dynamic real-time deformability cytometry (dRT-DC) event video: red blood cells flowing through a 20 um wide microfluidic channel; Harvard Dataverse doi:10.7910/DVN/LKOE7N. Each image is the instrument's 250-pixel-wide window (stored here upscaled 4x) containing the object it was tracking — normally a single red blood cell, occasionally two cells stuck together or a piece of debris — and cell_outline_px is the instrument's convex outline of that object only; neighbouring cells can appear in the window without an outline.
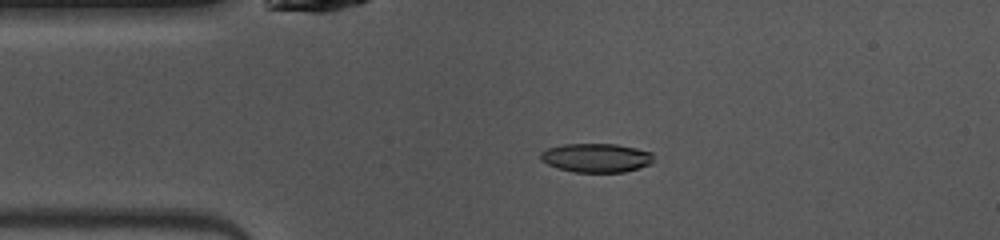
{"species": "common noctule bat (a hibernating species)", "species_latin": "Nyctalus noctula", "temperature_condition": "warm", "stored_images_in_passage": 41, "camera_frame_rate_fps": 3000, "um_per_image_px": 0.085, "animal": {"sex": "female", "body_mass_g": 10.0, "forearm_length_mm": 53.1}, "frame": {"image": 1, "passage_image": 2, "time_ms": 0.333, "image_size_px": [1000, 240], "cell_outline_px": [[652, 164], [640, 168], [624, 172], [572, 172], [548, 164], [540, 160], [540, 152], [548, 148], [564, 144], [616, 144], [636, 148], [652, 152]], "centroid_in_image_um": [50.69, 13.41], "position_along_channel_um": 34.3, "area_um2": 19.07}}
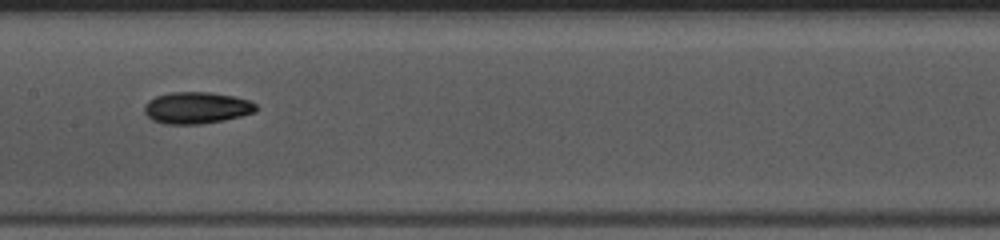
{"frame": {"image": 2, "passage_image": 15, "time_ms": 4.667, "image_size_px": [1000, 240], "cell_outline_px": [[256, 112], [224, 120], [204, 124], [164, 124], [152, 120], [144, 112], [144, 104], [148, 100], [156, 96], [172, 92], [208, 92], [232, 96], [248, 100], [256, 104]], "centroid_in_image_um": [16.68, 9.17], "position_along_channel_um": 190.7, "area_um2": 20.63}}
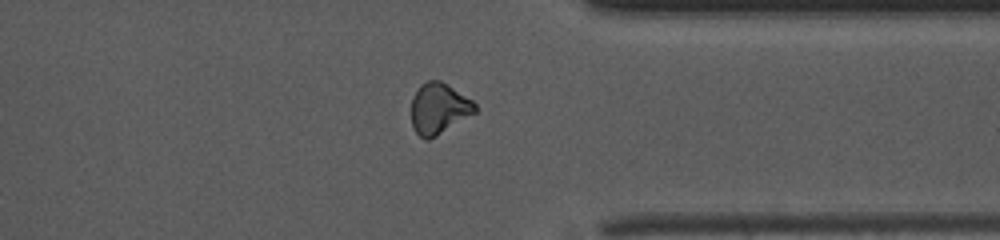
{"frame": {"image": 3, "passage_image": 29, "time_ms": 9.333, "image_size_px": [1000, 240], "cell_outline_px": [[476, 112], [436, 136], [428, 140], [420, 136], [412, 128], [412, 96], [420, 84], [428, 80], [440, 80], [472, 100], [476, 104]], "centroid_in_image_um": [37.28, 9.21], "position_along_channel_um": 374.1, "area_um2": 18.79}, "authors_computed_cell_mechanics": {"area_um2": 19.5364, "velocity_mm_per_s": 4.0721, "shape_relaxation_time_tau1_ms": 5.9666, "shape_relaxation_time_tau2_ms": null, "deformation_change_tau1": 0.158, "deformation_change_tau2": null}}